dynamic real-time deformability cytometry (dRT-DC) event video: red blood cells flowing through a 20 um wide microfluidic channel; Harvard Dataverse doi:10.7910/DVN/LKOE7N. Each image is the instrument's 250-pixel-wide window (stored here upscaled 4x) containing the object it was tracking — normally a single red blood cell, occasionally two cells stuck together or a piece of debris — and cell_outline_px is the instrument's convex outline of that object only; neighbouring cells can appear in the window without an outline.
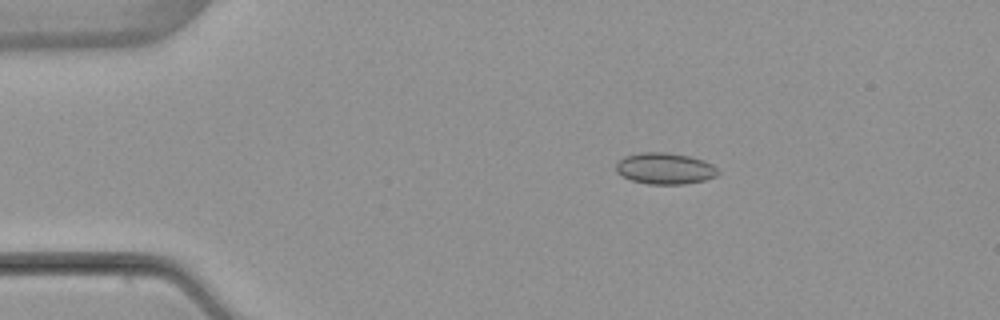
{"species": "common noctule bat (a hibernating species)", "species_latin": "Nyctalus noctula", "temperature_condition": "warm", "stored_images_in_passage": 6, "camera_frame_rate_fps": 3000, "um_per_image_px": 0.085, "animal": {"sex": "female", "body_mass_g": 22.7, "forearm_length_mm": 54.2}, "frame": {"image": 1, "passage_image": 3, "time_ms": 2.333, "image_size_px": [1000, 320], "cell_outline_px": [[720, 172], [716, 176], [704, 180], [684, 184], [648, 184], [632, 180], [616, 172], [616, 164], [624, 156], [640, 152], [668, 152], [688, 156], [704, 160], [712, 164]], "centroid_in_image_um": [56.52, 14.31], "position_along_channel_um": 28.5, "area_um2": 18.61}}
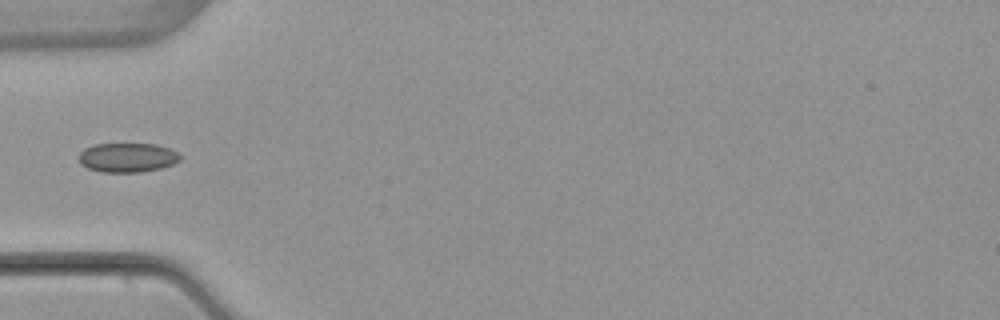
{"frame": {"image": 2, "passage_image": 5, "time_ms": 5.0, "image_size_px": [1000, 320], "cell_outline_px": [[180, 160], [172, 164], [160, 168], [140, 172], [100, 172], [88, 168], [80, 164], [80, 152], [84, 148], [96, 144], [156, 144], [168, 148], [176, 152], [180, 156]], "centroid_in_image_um": [10.81, 13.39], "position_along_channel_um": 74.2, "area_um2": 17.17}}
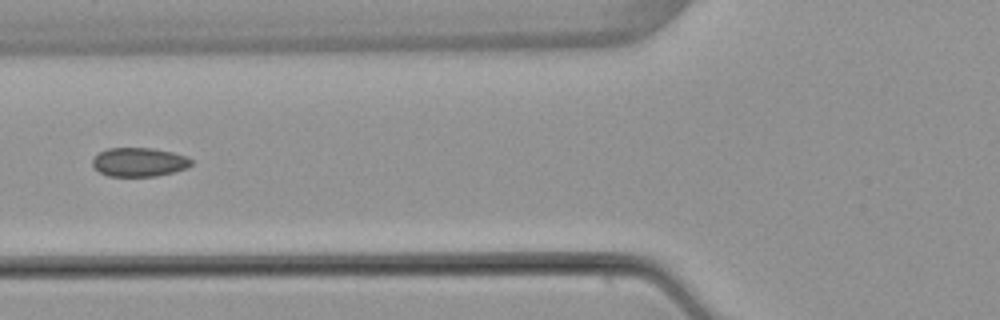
{"frame": {"image": 3, "passage_image": 6, "time_ms": 6.0, "image_size_px": [1000, 320], "cell_outline_px": [[192, 164], [188, 168], [156, 176], [108, 176], [100, 172], [92, 164], [92, 160], [100, 152], [108, 148], [152, 148], [172, 152], [188, 156], [192, 160]], "centroid_in_image_um": [11.85, 13.77], "position_along_channel_um": 113.9, "area_um2": 16.59}}